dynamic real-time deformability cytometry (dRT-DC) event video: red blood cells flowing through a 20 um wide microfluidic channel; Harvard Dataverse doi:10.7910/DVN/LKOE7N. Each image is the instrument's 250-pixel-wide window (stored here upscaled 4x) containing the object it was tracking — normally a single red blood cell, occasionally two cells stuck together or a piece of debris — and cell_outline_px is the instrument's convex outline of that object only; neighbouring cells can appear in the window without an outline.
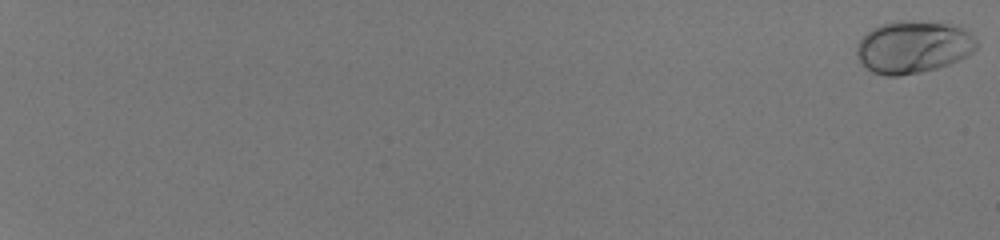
{"species": "human", "species_latin": "Homo sapiens", "temperature_condition": "room temperature", "stored_images_in_passage": 57, "camera_frame_rate_fps": 3000, "um_per_image_px": 0.085, "donor": {"sex": "male"}, "frame": {"image": 1, "passage_image": 1, "time_ms": 0.0, "image_size_px": [1000, 240], "cell_outline_px": [[980, 44], [968, 56], [948, 64], [936, 68], [920, 72], [896, 76], [884, 76], [872, 72], [856, 56], [856, 44], [872, 28], [880, 24], [900, 20], [912, 20], [960, 24]], "centroid_in_image_um": [77.65, 3.97], "position_along_channel_um": 7.4, "area_um2": 36.93}}
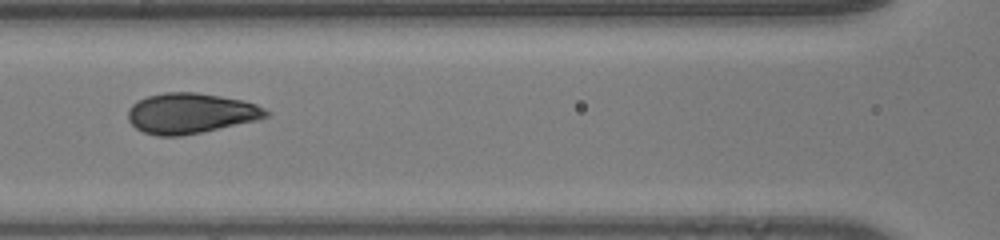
{"frame": {"image": 2, "passage_image": 33, "time_ms": 10.667, "image_size_px": [1000, 240], "cell_outline_px": [[272, 112], [268, 116], [260, 120], [180, 136], [156, 136], [144, 132], [136, 128], [128, 120], [128, 108], [132, 104], [148, 96], [164, 92], [196, 92], [244, 100], [256, 104]], "centroid_in_image_um": [16.23, 9.63], "position_along_channel_um": 150.4, "area_um2": 32.6}}
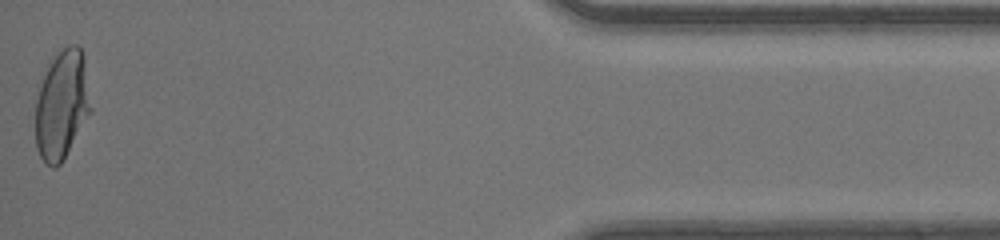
{"frame": {"image": 3, "passage_image": 57, "time_ms": 18.667, "image_size_px": [1000, 240], "cell_outline_px": [[92, 112], [60, 164], [56, 168], [52, 168], [40, 156], [36, 148], [36, 100], [44, 76], [52, 60], [68, 44], [80, 44], [84, 56], [92, 108]], "centroid_in_image_um": [5.3, 8.92], "position_along_channel_um": 429.9, "area_um2": 34.97}, "authors_computed_cell_mechanics": {"area_um2": 33.1194, "velocity_mm_per_s": 4.16, "shape_relaxation_time_tau1_ms": 3.7976, "shape_relaxation_time_tau2_ms": null, "deformation_change_tau1": 0.178, "deformation_change_tau2": null}}